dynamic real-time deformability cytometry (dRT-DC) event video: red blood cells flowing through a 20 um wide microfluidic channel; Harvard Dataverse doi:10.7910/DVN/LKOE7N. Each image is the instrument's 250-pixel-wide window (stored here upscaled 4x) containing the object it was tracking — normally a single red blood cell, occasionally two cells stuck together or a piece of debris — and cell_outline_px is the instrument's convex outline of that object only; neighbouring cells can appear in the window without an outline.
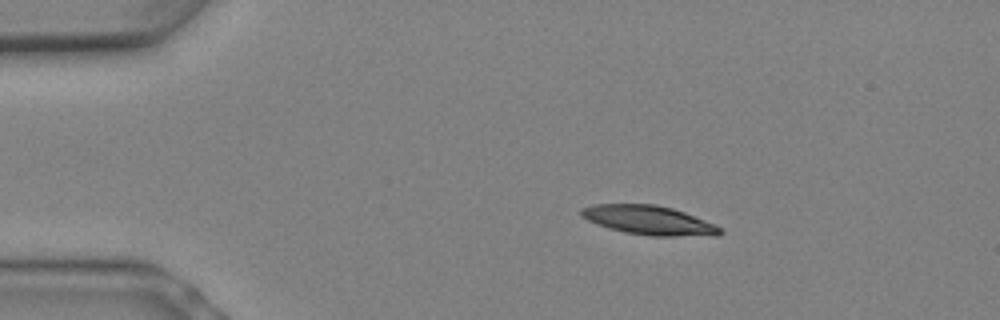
{"species": "Egyptian fruit bat (a non-hibernating species)", "species_latin": "Rousettus aegyptiacus", "temperature_condition": "warm", "stored_images_in_passage": 7, "camera_frame_rate_fps": 3000, "um_per_image_px": 0.085, "animal": {"sex": "female"}, "frame": {"image": 1, "passage_image": 3, "time_ms": 0.667, "image_size_px": [1000, 320], "cell_outline_px": [[724, 232], [720, 236], [652, 236], [624, 232], [608, 228], [596, 224], [580, 216], [580, 208], [592, 204], [656, 204], [672, 208], [684, 212], [704, 220], [720, 228]], "centroid_in_image_um": [55.13, 18.72], "position_along_channel_um": 29.9, "area_um2": 23.7}}
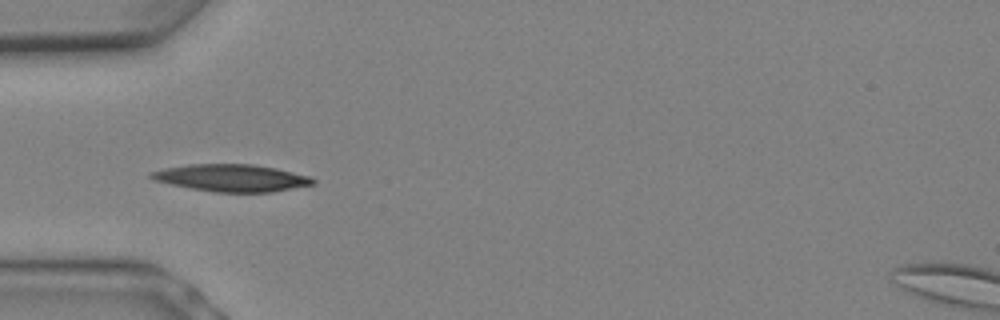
{"frame": {"image": 2, "passage_image": 6, "time_ms": 1.667, "image_size_px": [1000, 320], "cell_outline_px": [[316, 184], [272, 192], [216, 192], [192, 188], [172, 184], [156, 180], [148, 176], [148, 172], [164, 168], [188, 164], [252, 164], [276, 168], [312, 176], [316, 180]], "centroid_in_image_um": [19.74, 15.11], "position_along_channel_um": 65.3, "area_um2": 25.66}}